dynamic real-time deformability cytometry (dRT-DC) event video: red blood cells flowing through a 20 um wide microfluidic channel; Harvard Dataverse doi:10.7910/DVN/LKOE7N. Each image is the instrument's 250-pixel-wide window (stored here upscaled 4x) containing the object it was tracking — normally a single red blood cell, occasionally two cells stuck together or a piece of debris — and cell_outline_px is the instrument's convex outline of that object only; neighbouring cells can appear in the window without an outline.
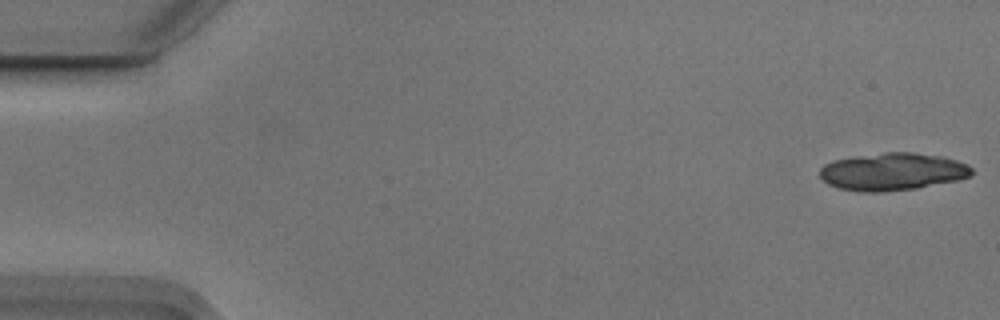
{"species": "Egyptian fruit bat (a non-hibernating species)", "species_latin": "Rousettus aegyptiacus", "temperature_condition": "cold", "stored_images_in_passage": 11, "camera_frame_rate_fps": 3000, "um_per_image_px": 0.085, "animal": {"sex": "male"}, "frame": {"image": 1, "passage_image": 1, "time_ms": 0.0, "image_size_px": [1000, 320], "cell_outline_px": [[972, 176], [960, 180], [916, 188], [880, 192], [860, 192], [840, 188], [828, 184], [820, 176], [820, 168], [824, 164], [832, 160], [856, 156], [884, 152], [912, 152], [944, 156], [968, 164], [972, 168]], "centroid_in_image_um": [75.89, 14.58], "position_along_channel_um": 9.1, "area_um2": 33.47}}
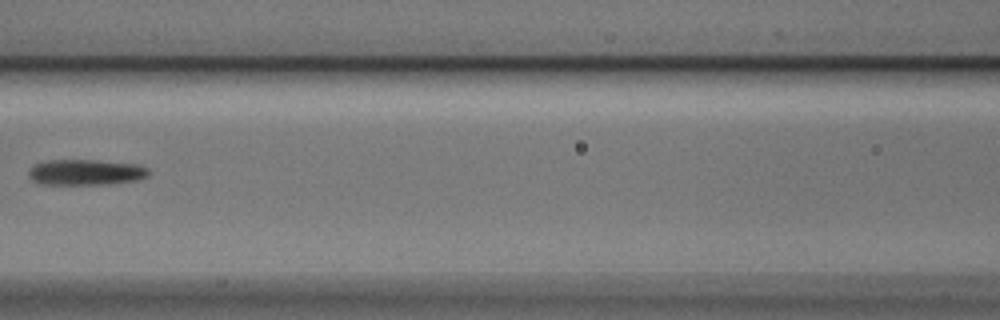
{"frame": {"image": 2, "passage_image": 7, "time_ms": 2.0, "image_size_px": [1000, 320], "cell_outline_px": [[148, 176], [136, 180], [108, 184], [36, 184], [28, 176], [28, 172], [36, 164], [48, 160], [96, 160], [136, 164], [148, 168]], "centroid_in_image_um": [7.27, 14.64], "position_along_channel_um": 159.3, "area_um2": 17.92}}
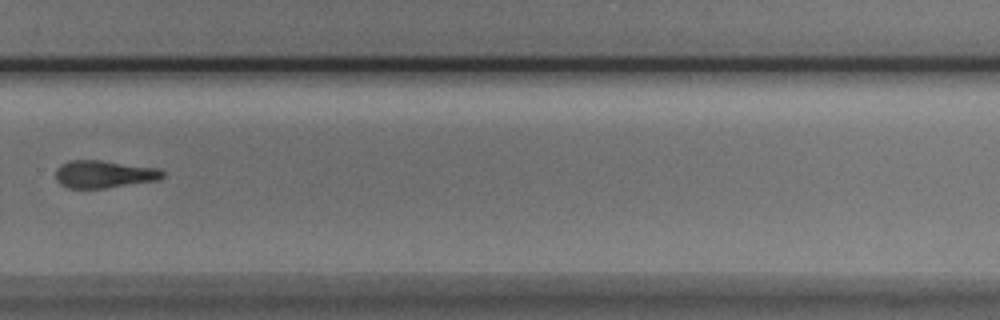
{"frame": {"image": 3, "passage_image": 11, "time_ms": 3.333, "image_size_px": [1000, 320], "cell_outline_px": [[164, 176], [160, 180], [104, 188], [68, 188], [60, 184], [56, 180], [56, 168], [60, 164], [68, 160], [100, 160], [160, 168], [164, 172]], "centroid_in_image_um": [8.84, 14.8], "position_along_channel_um": 321.0, "area_um2": 17.34}}